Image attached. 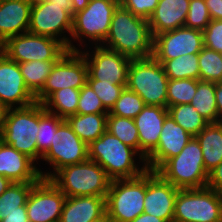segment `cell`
I'll return each instance as SVG.
<instances>
[{
  "mask_svg": "<svg viewBox=\"0 0 222 222\" xmlns=\"http://www.w3.org/2000/svg\"><path fill=\"white\" fill-rule=\"evenodd\" d=\"M36 183L12 182L10 184L6 191L0 195V221L12 212H22V206H26L31 189Z\"/></svg>",
  "mask_w": 222,
  "mask_h": 222,
  "instance_id": "cell-29",
  "label": "cell"
},
{
  "mask_svg": "<svg viewBox=\"0 0 222 222\" xmlns=\"http://www.w3.org/2000/svg\"><path fill=\"white\" fill-rule=\"evenodd\" d=\"M192 137L168 115L161 130L158 146L146 158L147 169L156 172L167 160L177 156Z\"/></svg>",
  "mask_w": 222,
  "mask_h": 222,
  "instance_id": "cell-19",
  "label": "cell"
},
{
  "mask_svg": "<svg viewBox=\"0 0 222 222\" xmlns=\"http://www.w3.org/2000/svg\"><path fill=\"white\" fill-rule=\"evenodd\" d=\"M92 222H110V220L108 219V216L106 215V213L99 219L92 221Z\"/></svg>",
  "mask_w": 222,
  "mask_h": 222,
  "instance_id": "cell-51",
  "label": "cell"
},
{
  "mask_svg": "<svg viewBox=\"0 0 222 222\" xmlns=\"http://www.w3.org/2000/svg\"><path fill=\"white\" fill-rule=\"evenodd\" d=\"M136 156L142 167L135 162ZM88 159L97 162L112 180L135 178L148 170L146 160L135 149L107 130L88 145Z\"/></svg>",
  "mask_w": 222,
  "mask_h": 222,
  "instance_id": "cell-2",
  "label": "cell"
},
{
  "mask_svg": "<svg viewBox=\"0 0 222 222\" xmlns=\"http://www.w3.org/2000/svg\"><path fill=\"white\" fill-rule=\"evenodd\" d=\"M215 99L219 115V122H222V82H217L215 85Z\"/></svg>",
  "mask_w": 222,
  "mask_h": 222,
  "instance_id": "cell-46",
  "label": "cell"
},
{
  "mask_svg": "<svg viewBox=\"0 0 222 222\" xmlns=\"http://www.w3.org/2000/svg\"><path fill=\"white\" fill-rule=\"evenodd\" d=\"M145 106L146 104L138 94L125 87L108 114L134 119Z\"/></svg>",
  "mask_w": 222,
  "mask_h": 222,
  "instance_id": "cell-37",
  "label": "cell"
},
{
  "mask_svg": "<svg viewBox=\"0 0 222 222\" xmlns=\"http://www.w3.org/2000/svg\"><path fill=\"white\" fill-rule=\"evenodd\" d=\"M38 102L25 107L8 108L0 140L25 154L38 165L42 155L37 149Z\"/></svg>",
  "mask_w": 222,
  "mask_h": 222,
  "instance_id": "cell-5",
  "label": "cell"
},
{
  "mask_svg": "<svg viewBox=\"0 0 222 222\" xmlns=\"http://www.w3.org/2000/svg\"><path fill=\"white\" fill-rule=\"evenodd\" d=\"M35 101L24 83L19 63L0 50V103L8 109L25 107Z\"/></svg>",
  "mask_w": 222,
  "mask_h": 222,
  "instance_id": "cell-18",
  "label": "cell"
},
{
  "mask_svg": "<svg viewBox=\"0 0 222 222\" xmlns=\"http://www.w3.org/2000/svg\"><path fill=\"white\" fill-rule=\"evenodd\" d=\"M153 42L148 19L136 16L119 5L102 46L130 59H145L153 56Z\"/></svg>",
  "mask_w": 222,
  "mask_h": 222,
  "instance_id": "cell-1",
  "label": "cell"
},
{
  "mask_svg": "<svg viewBox=\"0 0 222 222\" xmlns=\"http://www.w3.org/2000/svg\"><path fill=\"white\" fill-rule=\"evenodd\" d=\"M106 197H66L59 222H92L106 213Z\"/></svg>",
  "mask_w": 222,
  "mask_h": 222,
  "instance_id": "cell-24",
  "label": "cell"
},
{
  "mask_svg": "<svg viewBox=\"0 0 222 222\" xmlns=\"http://www.w3.org/2000/svg\"><path fill=\"white\" fill-rule=\"evenodd\" d=\"M199 80L208 82H222V59L220 53L203 47L198 54Z\"/></svg>",
  "mask_w": 222,
  "mask_h": 222,
  "instance_id": "cell-35",
  "label": "cell"
},
{
  "mask_svg": "<svg viewBox=\"0 0 222 222\" xmlns=\"http://www.w3.org/2000/svg\"><path fill=\"white\" fill-rule=\"evenodd\" d=\"M179 189L153 170L145 171L144 213L173 222L175 199Z\"/></svg>",
  "mask_w": 222,
  "mask_h": 222,
  "instance_id": "cell-17",
  "label": "cell"
},
{
  "mask_svg": "<svg viewBox=\"0 0 222 222\" xmlns=\"http://www.w3.org/2000/svg\"><path fill=\"white\" fill-rule=\"evenodd\" d=\"M211 20H222V0H205Z\"/></svg>",
  "mask_w": 222,
  "mask_h": 222,
  "instance_id": "cell-44",
  "label": "cell"
},
{
  "mask_svg": "<svg viewBox=\"0 0 222 222\" xmlns=\"http://www.w3.org/2000/svg\"><path fill=\"white\" fill-rule=\"evenodd\" d=\"M90 0H71V5L74 14L78 11L84 10L89 4Z\"/></svg>",
  "mask_w": 222,
  "mask_h": 222,
  "instance_id": "cell-48",
  "label": "cell"
},
{
  "mask_svg": "<svg viewBox=\"0 0 222 222\" xmlns=\"http://www.w3.org/2000/svg\"><path fill=\"white\" fill-rule=\"evenodd\" d=\"M107 116L108 114H74L65 120L74 133L89 145L106 131Z\"/></svg>",
  "mask_w": 222,
  "mask_h": 222,
  "instance_id": "cell-26",
  "label": "cell"
},
{
  "mask_svg": "<svg viewBox=\"0 0 222 222\" xmlns=\"http://www.w3.org/2000/svg\"><path fill=\"white\" fill-rule=\"evenodd\" d=\"M31 5L36 4V3H40L46 0H27Z\"/></svg>",
  "mask_w": 222,
  "mask_h": 222,
  "instance_id": "cell-52",
  "label": "cell"
},
{
  "mask_svg": "<svg viewBox=\"0 0 222 222\" xmlns=\"http://www.w3.org/2000/svg\"><path fill=\"white\" fill-rule=\"evenodd\" d=\"M65 119L48 112L42 103L38 102V135L37 149L43 156L53 142L54 134Z\"/></svg>",
  "mask_w": 222,
  "mask_h": 222,
  "instance_id": "cell-30",
  "label": "cell"
},
{
  "mask_svg": "<svg viewBox=\"0 0 222 222\" xmlns=\"http://www.w3.org/2000/svg\"><path fill=\"white\" fill-rule=\"evenodd\" d=\"M145 172L135 178L111 181L105 198L110 222H131L144 212Z\"/></svg>",
  "mask_w": 222,
  "mask_h": 222,
  "instance_id": "cell-9",
  "label": "cell"
},
{
  "mask_svg": "<svg viewBox=\"0 0 222 222\" xmlns=\"http://www.w3.org/2000/svg\"><path fill=\"white\" fill-rule=\"evenodd\" d=\"M77 114H108L100 98L88 83L80 89Z\"/></svg>",
  "mask_w": 222,
  "mask_h": 222,
  "instance_id": "cell-40",
  "label": "cell"
},
{
  "mask_svg": "<svg viewBox=\"0 0 222 222\" xmlns=\"http://www.w3.org/2000/svg\"><path fill=\"white\" fill-rule=\"evenodd\" d=\"M40 168L23 153L0 140V175L11 182H38L42 177Z\"/></svg>",
  "mask_w": 222,
  "mask_h": 222,
  "instance_id": "cell-20",
  "label": "cell"
},
{
  "mask_svg": "<svg viewBox=\"0 0 222 222\" xmlns=\"http://www.w3.org/2000/svg\"><path fill=\"white\" fill-rule=\"evenodd\" d=\"M92 48L79 51L87 62V80H107L110 83L126 87L128 68L132 59L102 45H93ZM85 50L87 51L85 52Z\"/></svg>",
  "mask_w": 222,
  "mask_h": 222,
  "instance_id": "cell-14",
  "label": "cell"
},
{
  "mask_svg": "<svg viewBox=\"0 0 222 222\" xmlns=\"http://www.w3.org/2000/svg\"><path fill=\"white\" fill-rule=\"evenodd\" d=\"M215 85L216 82L197 80V91L190 103L209 123L219 122L215 99Z\"/></svg>",
  "mask_w": 222,
  "mask_h": 222,
  "instance_id": "cell-27",
  "label": "cell"
},
{
  "mask_svg": "<svg viewBox=\"0 0 222 222\" xmlns=\"http://www.w3.org/2000/svg\"><path fill=\"white\" fill-rule=\"evenodd\" d=\"M0 50L17 63L58 61L68 48L55 38L25 32L9 38Z\"/></svg>",
  "mask_w": 222,
  "mask_h": 222,
  "instance_id": "cell-11",
  "label": "cell"
},
{
  "mask_svg": "<svg viewBox=\"0 0 222 222\" xmlns=\"http://www.w3.org/2000/svg\"><path fill=\"white\" fill-rule=\"evenodd\" d=\"M0 222H29L26 206H22V212H12Z\"/></svg>",
  "mask_w": 222,
  "mask_h": 222,
  "instance_id": "cell-45",
  "label": "cell"
},
{
  "mask_svg": "<svg viewBox=\"0 0 222 222\" xmlns=\"http://www.w3.org/2000/svg\"><path fill=\"white\" fill-rule=\"evenodd\" d=\"M167 110L169 116L193 137L209 124L191 104L169 106Z\"/></svg>",
  "mask_w": 222,
  "mask_h": 222,
  "instance_id": "cell-32",
  "label": "cell"
},
{
  "mask_svg": "<svg viewBox=\"0 0 222 222\" xmlns=\"http://www.w3.org/2000/svg\"><path fill=\"white\" fill-rule=\"evenodd\" d=\"M12 182L0 175V195L3 194Z\"/></svg>",
  "mask_w": 222,
  "mask_h": 222,
  "instance_id": "cell-49",
  "label": "cell"
},
{
  "mask_svg": "<svg viewBox=\"0 0 222 222\" xmlns=\"http://www.w3.org/2000/svg\"><path fill=\"white\" fill-rule=\"evenodd\" d=\"M80 89L62 88L55 91L44 103V107L58 117L66 119L77 114Z\"/></svg>",
  "mask_w": 222,
  "mask_h": 222,
  "instance_id": "cell-28",
  "label": "cell"
},
{
  "mask_svg": "<svg viewBox=\"0 0 222 222\" xmlns=\"http://www.w3.org/2000/svg\"><path fill=\"white\" fill-rule=\"evenodd\" d=\"M159 0H120V5L134 15L149 19L155 11Z\"/></svg>",
  "mask_w": 222,
  "mask_h": 222,
  "instance_id": "cell-42",
  "label": "cell"
},
{
  "mask_svg": "<svg viewBox=\"0 0 222 222\" xmlns=\"http://www.w3.org/2000/svg\"><path fill=\"white\" fill-rule=\"evenodd\" d=\"M203 47V32L182 26L154 36L153 57L163 64L181 55L199 54Z\"/></svg>",
  "mask_w": 222,
  "mask_h": 222,
  "instance_id": "cell-15",
  "label": "cell"
},
{
  "mask_svg": "<svg viewBox=\"0 0 222 222\" xmlns=\"http://www.w3.org/2000/svg\"><path fill=\"white\" fill-rule=\"evenodd\" d=\"M203 154L207 173L222 162V122L209 123L195 136Z\"/></svg>",
  "mask_w": 222,
  "mask_h": 222,
  "instance_id": "cell-25",
  "label": "cell"
},
{
  "mask_svg": "<svg viewBox=\"0 0 222 222\" xmlns=\"http://www.w3.org/2000/svg\"><path fill=\"white\" fill-rule=\"evenodd\" d=\"M73 16L71 0H46L33 4L28 32L55 38L70 51Z\"/></svg>",
  "mask_w": 222,
  "mask_h": 222,
  "instance_id": "cell-8",
  "label": "cell"
},
{
  "mask_svg": "<svg viewBox=\"0 0 222 222\" xmlns=\"http://www.w3.org/2000/svg\"><path fill=\"white\" fill-rule=\"evenodd\" d=\"M49 179L66 197H106L112 181L97 162L89 159L79 164L64 166Z\"/></svg>",
  "mask_w": 222,
  "mask_h": 222,
  "instance_id": "cell-3",
  "label": "cell"
},
{
  "mask_svg": "<svg viewBox=\"0 0 222 222\" xmlns=\"http://www.w3.org/2000/svg\"><path fill=\"white\" fill-rule=\"evenodd\" d=\"M6 112L7 108L2 103H0V134L3 127V122L5 119Z\"/></svg>",
  "mask_w": 222,
  "mask_h": 222,
  "instance_id": "cell-50",
  "label": "cell"
},
{
  "mask_svg": "<svg viewBox=\"0 0 222 222\" xmlns=\"http://www.w3.org/2000/svg\"><path fill=\"white\" fill-rule=\"evenodd\" d=\"M66 195L50 180L41 178L26 202L29 222H59Z\"/></svg>",
  "mask_w": 222,
  "mask_h": 222,
  "instance_id": "cell-16",
  "label": "cell"
},
{
  "mask_svg": "<svg viewBox=\"0 0 222 222\" xmlns=\"http://www.w3.org/2000/svg\"><path fill=\"white\" fill-rule=\"evenodd\" d=\"M106 130L140 154L138 129L134 119L108 114Z\"/></svg>",
  "mask_w": 222,
  "mask_h": 222,
  "instance_id": "cell-33",
  "label": "cell"
},
{
  "mask_svg": "<svg viewBox=\"0 0 222 222\" xmlns=\"http://www.w3.org/2000/svg\"><path fill=\"white\" fill-rule=\"evenodd\" d=\"M131 222H166L163 219H159L155 216H152L148 213H142L138 217H136L133 221Z\"/></svg>",
  "mask_w": 222,
  "mask_h": 222,
  "instance_id": "cell-47",
  "label": "cell"
},
{
  "mask_svg": "<svg viewBox=\"0 0 222 222\" xmlns=\"http://www.w3.org/2000/svg\"><path fill=\"white\" fill-rule=\"evenodd\" d=\"M168 115L166 107L146 105L134 118L138 129L140 155L145 160L158 146L161 130Z\"/></svg>",
  "mask_w": 222,
  "mask_h": 222,
  "instance_id": "cell-21",
  "label": "cell"
},
{
  "mask_svg": "<svg viewBox=\"0 0 222 222\" xmlns=\"http://www.w3.org/2000/svg\"><path fill=\"white\" fill-rule=\"evenodd\" d=\"M168 79L199 80L198 54H186L166 60L163 64Z\"/></svg>",
  "mask_w": 222,
  "mask_h": 222,
  "instance_id": "cell-34",
  "label": "cell"
},
{
  "mask_svg": "<svg viewBox=\"0 0 222 222\" xmlns=\"http://www.w3.org/2000/svg\"><path fill=\"white\" fill-rule=\"evenodd\" d=\"M32 5L27 0H0V46L28 32Z\"/></svg>",
  "mask_w": 222,
  "mask_h": 222,
  "instance_id": "cell-22",
  "label": "cell"
},
{
  "mask_svg": "<svg viewBox=\"0 0 222 222\" xmlns=\"http://www.w3.org/2000/svg\"><path fill=\"white\" fill-rule=\"evenodd\" d=\"M197 91L195 79H169L167 84V107L190 104Z\"/></svg>",
  "mask_w": 222,
  "mask_h": 222,
  "instance_id": "cell-36",
  "label": "cell"
},
{
  "mask_svg": "<svg viewBox=\"0 0 222 222\" xmlns=\"http://www.w3.org/2000/svg\"><path fill=\"white\" fill-rule=\"evenodd\" d=\"M204 46L222 52V20H211L203 31Z\"/></svg>",
  "mask_w": 222,
  "mask_h": 222,
  "instance_id": "cell-41",
  "label": "cell"
},
{
  "mask_svg": "<svg viewBox=\"0 0 222 222\" xmlns=\"http://www.w3.org/2000/svg\"><path fill=\"white\" fill-rule=\"evenodd\" d=\"M222 193L208 187L179 189L173 222H221Z\"/></svg>",
  "mask_w": 222,
  "mask_h": 222,
  "instance_id": "cell-10",
  "label": "cell"
},
{
  "mask_svg": "<svg viewBox=\"0 0 222 222\" xmlns=\"http://www.w3.org/2000/svg\"><path fill=\"white\" fill-rule=\"evenodd\" d=\"M190 0H159L148 19L153 37L184 26Z\"/></svg>",
  "mask_w": 222,
  "mask_h": 222,
  "instance_id": "cell-23",
  "label": "cell"
},
{
  "mask_svg": "<svg viewBox=\"0 0 222 222\" xmlns=\"http://www.w3.org/2000/svg\"><path fill=\"white\" fill-rule=\"evenodd\" d=\"M88 66L79 51H67L54 63L42 90L35 96L44 103L55 91L62 88L81 89L87 83Z\"/></svg>",
  "mask_w": 222,
  "mask_h": 222,
  "instance_id": "cell-13",
  "label": "cell"
},
{
  "mask_svg": "<svg viewBox=\"0 0 222 222\" xmlns=\"http://www.w3.org/2000/svg\"><path fill=\"white\" fill-rule=\"evenodd\" d=\"M168 80L163 65L153 56L132 59L126 87L138 94L146 105L167 108Z\"/></svg>",
  "mask_w": 222,
  "mask_h": 222,
  "instance_id": "cell-7",
  "label": "cell"
},
{
  "mask_svg": "<svg viewBox=\"0 0 222 222\" xmlns=\"http://www.w3.org/2000/svg\"><path fill=\"white\" fill-rule=\"evenodd\" d=\"M211 21L205 0H190L185 27L204 31Z\"/></svg>",
  "mask_w": 222,
  "mask_h": 222,
  "instance_id": "cell-39",
  "label": "cell"
},
{
  "mask_svg": "<svg viewBox=\"0 0 222 222\" xmlns=\"http://www.w3.org/2000/svg\"><path fill=\"white\" fill-rule=\"evenodd\" d=\"M87 83L95 91L108 112L114 106L116 100L120 97L125 88L124 85L113 84L107 80H87Z\"/></svg>",
  "mask_w": 222,
  "mask_h": 222,
  "instance_id": "cell-38",
  "label": "cell"
},
{
  "mask_svg": "<svg viewBox=\"0 0 222 222\" xmlns=\"http://www.w3.org/2000/svg\"><path fill=\"white\" fill-rule=\"evenodd\" d=\"M206 187L222 193V162L208 173Z\"/></svg>",
  "mask_w": 222,
  "mask_h": 222,
  "instance_id": "cell-43",
  "label": "cell"
},
{
  "mask_svg": "<svg viewBox=\"0 0 222 222\" xmlns=\"http://www.w3.org/2000/svg\"><path fill=\"white\" fill-rule=\"evenodd\" d=\"M55 62L37 60L19 63L24 83L34 96L42 90Z\"/></svg>",
  "mask_w": 222,
  "mask_h": 222,
  "instance_id": "cell-31",
  "label": "cell"
},
{
  "mask_svg": "<svg viewBox=\"0 0 222 222\" xmlns=\"http://www.w3.org/2000/svg\"><path fill=\"white\" fill-rule=\"evenodd\" d=\"M119 5L120 0H90L84 10L75 13L72 19L70 51H80L78 47L87 39L92 44L90 47L93 44L102 45L109 33L113 13ZM72 41L80 43L79 46L76 47Z\"/></svg>",
  "mask_w": 222,
  "mask_h": 222,
  "instance_id": "cell-4",
  "label": "cell"
},
{
  "mask_svg": "<svg viewBox=\"0 0 222 222\" xmlns=\"http://www.w3.org/2000/svg\"><path fill=\"white\" fill-rule=\"evenodd\" d=\"M220 216H221V222H222V203H221V211H220Z\"/></svg>",
  "mask_w": 222,
  "mask_h": 222,
  "instance_id": "cell-53",
  "label": "cell"
},
{
  "mask_svg": "<svg viewBox=\"0 0 222 222\" xmlns=\"http://www.w3.org/2000/svg\"><path fill=\"white\" fill-rule=\"evenodd\" d=\"M42 160L50 165L53 171L39 170L44 179H49L60 168L79 164L88 160V145L83 142L65 120L54 134L52 145L42 156Z\"/></svg>",
  "mask_w": 222,
  "mask_h": 222,
  "instance_id": "cell-12",
  "label": "cell"
},
{
  "mask_svg": "<svg viewBox=\"0 0 222 222\" xmlns=\"http://www.w3.org/2000/svg\"><path fill=\"white\" fill-rule=\"evenodd\" d=\"M156 172L178 189H200L207 186L208 173L204 167L202 149L195 137Z\"/></svg>",
  "mask_w": 222,
  "mask_h": 222,
  "instance_id": "cell-6",
  "label": "cell"
}]
</instances>
